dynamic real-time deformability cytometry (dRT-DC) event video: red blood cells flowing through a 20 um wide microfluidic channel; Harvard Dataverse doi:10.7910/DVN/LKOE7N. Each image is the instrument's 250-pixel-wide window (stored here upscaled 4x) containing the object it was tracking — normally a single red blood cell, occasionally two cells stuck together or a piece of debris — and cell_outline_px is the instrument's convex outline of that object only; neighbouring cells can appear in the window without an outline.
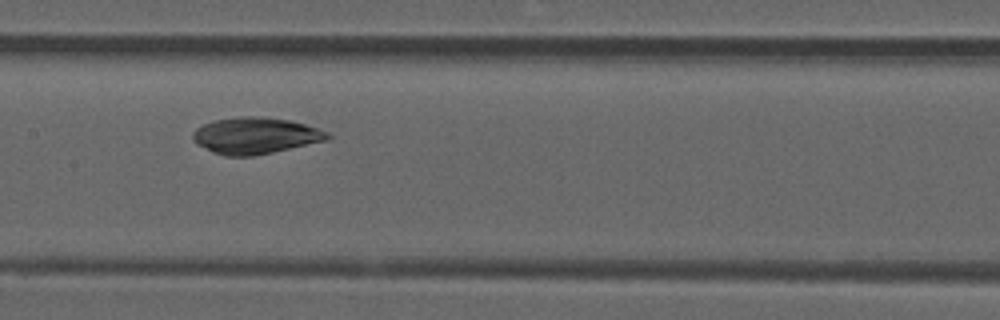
{"species": "common noctule bat (a hibernating species)", "species_latin": "Nyctalus noctula", "temperature_condition": "room temperature", "stored_images_in_passage": 8, "camera_frame_rate_fps": 3000, "um_per_image_px": 0.085, "animal": {"sex": "male", "forearm_length_mm": 52.5}, "frame": {"image": 1, "passage_image": 6, "time_ms": 1.667, "image_size_px": [1000, 320], "cell_outline_px": [[332, 136], [324, 140], [272, 152], [252, 156], [224, 156], [212, 152], [196, 144], [192, 140], [192, 132], [196, 128], [204, 124], [216, 120], [240, 116], [264, 116], [288, 120], [304, 124], [328, 132]], "centroid_in_image_um": [21.64, 11.52], "position_along_channel_um": 185.8, "area_um2": 28.38}}
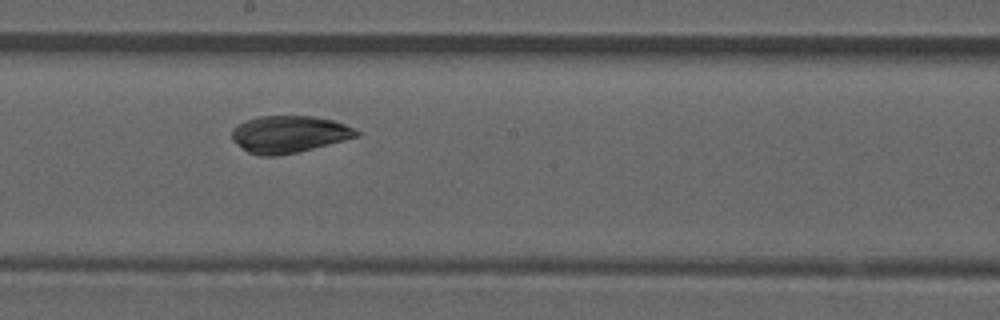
{"frame": {"image": 2, "passage_image": 7, "time_ms": 2.0, "image_size_px": [1000, 320], "cell_outline_px": [[360, 136], [296, 152], [276, 156], [260, 156], [248, 152], [232, 140], [232, 128], [244, 120], [260, 116], [316, 116], [332, 120], [344, 124], [360, 132]], "centroid_in_image_um": [24.53, 11.4], "position_along_channel_um": 223.7, "area_um2": 26.76}}
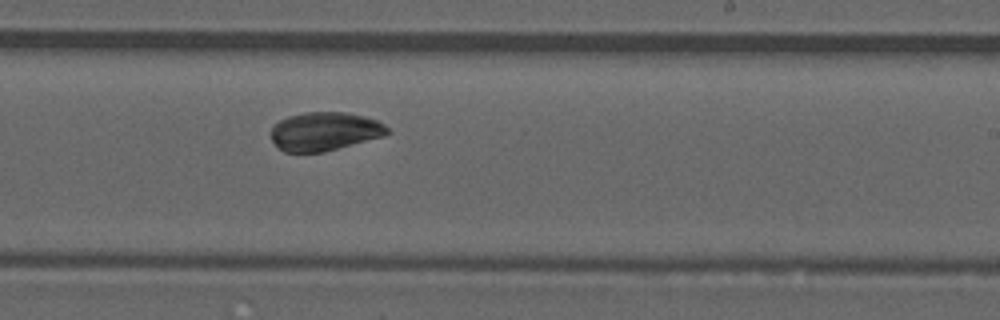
{"frame": {"image": 3, "passage_image": 8, "time_ms": 2.333, "image_size_px": [1000, 320], "cell_outline_px": [[392, 132], [384, 136], [324, 152], [284, 152], [272, 140], [268, 132], [280, 120], [288, 116], [304, 112], [348, 112], [364, 116], [376, 120], [384, 124]], "centroid_in_image_um": [27.6, 11.16], "position_along_channel_um": 261.4, "area_um2": 26.3}}